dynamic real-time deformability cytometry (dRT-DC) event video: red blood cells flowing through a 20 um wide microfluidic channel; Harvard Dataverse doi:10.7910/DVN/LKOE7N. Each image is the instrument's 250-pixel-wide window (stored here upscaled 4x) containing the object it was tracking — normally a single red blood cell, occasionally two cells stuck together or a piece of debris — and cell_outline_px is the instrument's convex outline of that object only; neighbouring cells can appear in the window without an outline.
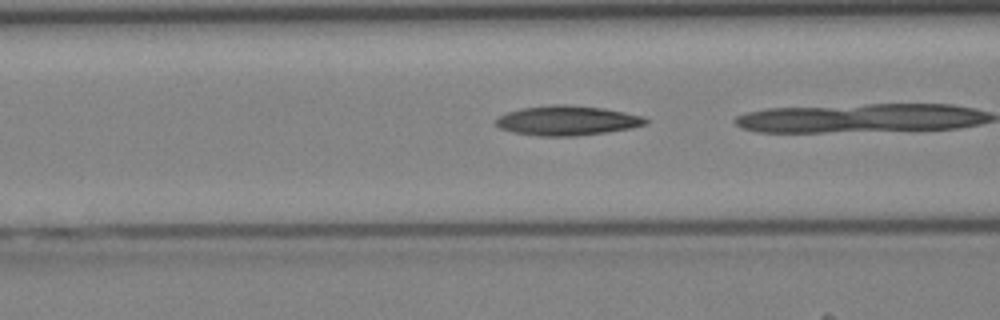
{"species": "Egyptian fruit bat (a non-hibernating species)", "species_latin": "Rousettus aegyptiacus", "temperature_condition": "cold", "stored_images_in_passage": 16, "camera_frame_rate_fps": 3000, "um_per_image_px": 0.085, "animal": {"sex": "female"}, "frame": {"image": 1, "passage_image": 14, "time_ms": 4.333, "image_size_px": [1000, 320], "cell_outline_px": [[648, 124], [632, 128], [576, 136], [540, 136], [512, 132], [500, 128], [496, 124], [496, 120], [500, 116], [508, 112], [524, 108], [552, 104], [568, 104], [604, 108], [644, 116], [648, 120]], "centroid_in_image_um": [48.25, 10.24], "position_along_channel_um": 118.4, "area_um2": 25.84}}